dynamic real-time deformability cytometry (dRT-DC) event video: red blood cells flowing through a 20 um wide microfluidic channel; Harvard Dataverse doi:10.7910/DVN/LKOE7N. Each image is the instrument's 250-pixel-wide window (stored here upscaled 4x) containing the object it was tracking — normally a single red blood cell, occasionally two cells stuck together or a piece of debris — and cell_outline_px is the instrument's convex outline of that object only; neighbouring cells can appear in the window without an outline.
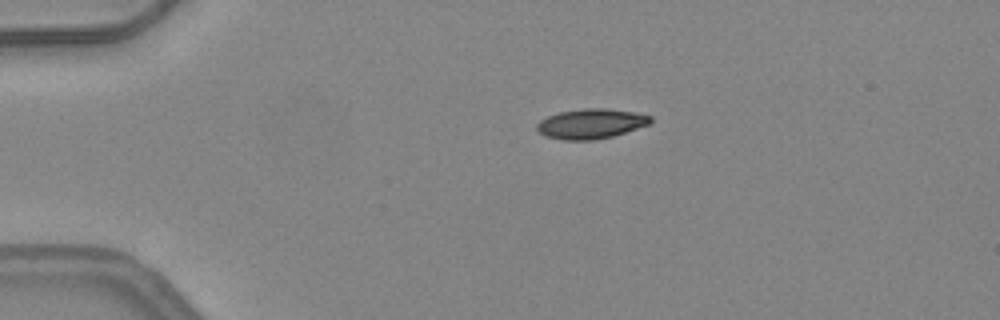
{"species": "common noctule bat (a hibernating species)", "species_latin": "Nyctalus noctula", "temperature_condition": "warm", "stored_images_in_passage": 2, "camera_frame_rate_fps": 3000, "um_per_image_px": 0.085, "animal": {"sex": "female", "body_mass_g": 24.6, "forearm_length_mm": 56.2}, "frame": {"image": 1, "passage_image": 1, "time_ms": 0.0, "image_size_px": [1000, 320], "cell_outline_px": [[652, 120], [648, 124], [612, 136], [596, 140], [564, 140], [544, 136], [536, 128], [536, 124], [540, 120], [548, 116], [560, 112], [584, 108], [604, 108], [636, 112], [652, 116]], "centroid_in_image_um": [50.21, 10.51], "position_along_channel_um": 34.8, "area_um2": 19.71}}